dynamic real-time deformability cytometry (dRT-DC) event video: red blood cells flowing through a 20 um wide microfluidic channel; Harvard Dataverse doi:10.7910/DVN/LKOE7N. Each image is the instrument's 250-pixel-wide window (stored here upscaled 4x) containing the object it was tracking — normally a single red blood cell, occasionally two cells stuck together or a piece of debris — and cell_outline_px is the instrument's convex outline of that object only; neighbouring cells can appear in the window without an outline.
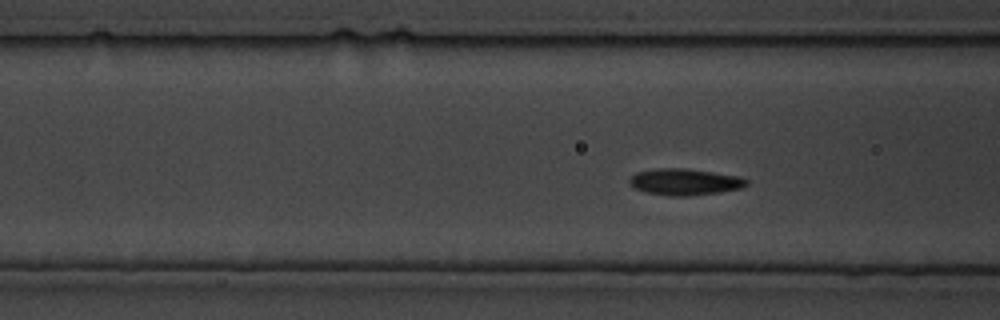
{"species": "common noctule bat (a hibernating species)", "species_latin": "Nyctalus noctula", "temperature_condition": "cold", "stored_images_in_passage": 110, "camera_frame_rate_fps": 3000, "um_per_image_px": 0.085, "animal": {"sex": "male", "body_mass_g": 19.5, "forearm_length_mm": 54.6}, "frame": {"image": 1, "passage_image": 33, "time_ms": 10.667, "image_size_px": [1000, 320], "cell_outline_px": [[748, 184], [740, 188], [716, 192], [688, 196], [668, 196], [648, 192], [636, 188], [628, 180], [636, 172], [656, 168], [684, 168], [712, 172], [736, 176], [748, 180]], "centroid_in_image_um": [58.18, 15.45], "position_along_channel_um": 108.4, "area_um2": 17.69}}
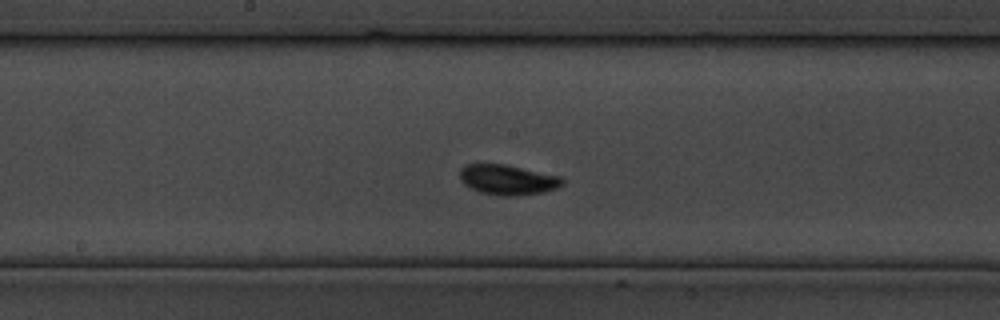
{"frame": {"image": 2, "passage_image": 51, "time_ms": 16.667, "image_size_px": [1000, 320], "cell_outline_px": [[564, 184], [556, 188], [544, 192], [520, 196], [500, 196], [480, 192], [468, 188], [460, 180], [460, 168], [468, 164], [504, 164], [560, 176], [564, 180]], "centroid_in_image_um": [43.14, 15.29], "position_along_channel_um": 205.1, "area_um2": 18.15}}
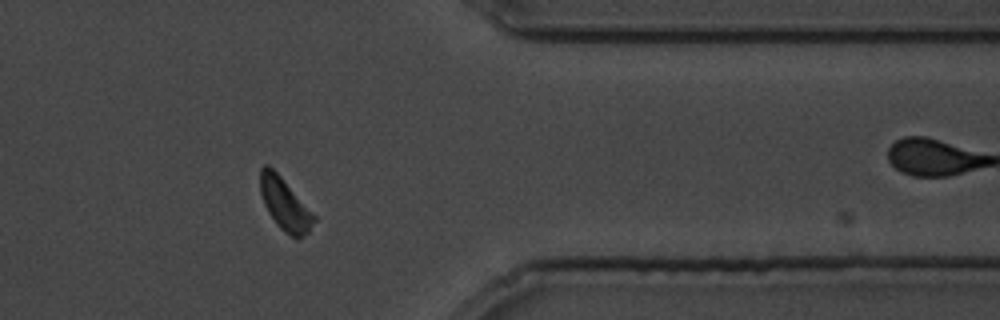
{"frame": {"image": 3, "passage_image": 87, "time_ms": 28.667, "image_size_px": [1000, 320], "cell_outline_px": [[316, 220], [308, 232], [300, 240], [296, 240], [284, 232], [276, 224], [268, 212], [264, 204], [260, 192], [260, 168], [264, 164], [268, 164], [280, 176], [316, 216]], "centroid_in_image_um": [24.21, 17.4], "position_along_channel_um": 387.2, "area_um2": 16.36}}